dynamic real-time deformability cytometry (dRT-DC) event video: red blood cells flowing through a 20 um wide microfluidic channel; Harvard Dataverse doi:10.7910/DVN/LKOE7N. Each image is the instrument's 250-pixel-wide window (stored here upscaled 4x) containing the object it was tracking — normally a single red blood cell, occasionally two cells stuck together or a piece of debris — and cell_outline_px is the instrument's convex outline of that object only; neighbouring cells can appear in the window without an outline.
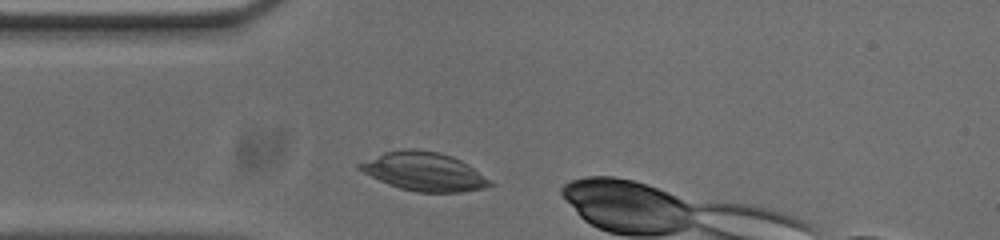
{"species": "common noctule bat (a hibernating species)", "species_latin": "Nyctalus noctula", "temperature_condition": "cold", "stored_images_in_passage": 6, "camera_frame_rate_fps": 3000, "um_per_image_px": 0.085, "animal": {"sex": "male", "body_mass_g": 20.0, "forearm_length_mm": 53.3}, "frame": {"image": 1, "passage_image": 2, "time_ms": 0.333, "image_size_px": [1000, 240], "cell_outline_px": [[496, 184], [484, 188], [464, 192], [416, 192], [400, 188], [388, 184], [356, 168], [356, 164], [384, 152], [404, 148], [412, 148], [440, 152], [452, 156], [468, 164]], "centroid_in_image_um": [36.06, 14.58], "position_along_channel_um": 48.9, "area_um2": 29.36}}
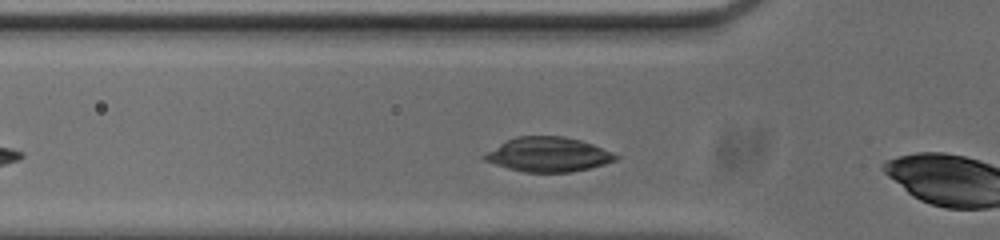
{"frame": {"image": 2, "passage_image": 5, "time_ms": 1.333, "image_size_px": [1000, 240], "cell_outline_px": [[620, 156], [616, 160], [604, 164], [572, 172], [524, 172], [508, 168], [484, 160], [480, 156], [500, 144], [516, 136], [564, 136], [580, 140], [592, 144], [612, 152]], "centroid_in_image_um": [46.6, 13.13], "position_along_channel_um": 79.2, "area_um2": 26.18}}